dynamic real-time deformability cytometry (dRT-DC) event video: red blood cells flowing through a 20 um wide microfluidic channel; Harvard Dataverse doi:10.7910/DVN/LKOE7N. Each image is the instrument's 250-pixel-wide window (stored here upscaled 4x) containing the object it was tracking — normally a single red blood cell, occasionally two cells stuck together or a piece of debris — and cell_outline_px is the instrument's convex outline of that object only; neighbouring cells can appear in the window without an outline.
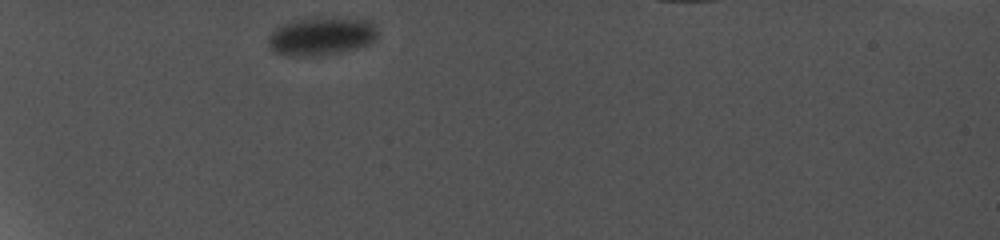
{"species": "common noctule bat (a hibernating species)", "species_latin": "Nyctalus noctula", "temperature_condition": "cold", "stored_images_in_passage": 6, "camera_frame_rate_fps": 5000, "um_per_image_px": 0.085, "animal": {"sex": "female", "body_mass_g": 19.0, "forearm_length_mm": 56.7}, "frame": {"image": 1, "passage_image": 1, "time_ms": 0.0, "image_size_px": [1000, 240], "cell_outline_px": [[380, 36], [376, 40], [368, 44], [344, 52], [320, 56], [284, 56], [272, 52], [268, 48], [268, 36], [276, 28], [284, 24], [300, 20], [364, 20], [372, 24], [376, 28]], "centroid_in_image_um": [27.28, 3.17], "position_along_channel_um": 57.7, "area_um2": 23.81}}
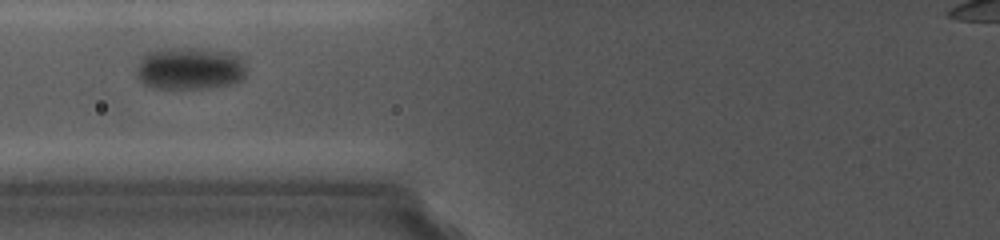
{"frame": {"image": 2, "passage_image": 3, "time_ms": 2.6, "image_size_px": [1000, 240], "cell_outline_px": [[244, 76], [236, 80], [224, 84], [188, 88], [164, 88], [148, 84], [140, 80], [136, 68], [140, 56], [148, 52], [164, 48], [192, 48], [228, 52], [236, 56], [244, 64]], "centroid_in_image_um": [16.04, 5.77], "position_along_channel_um": 109.8, "area_um2": 26.07}}